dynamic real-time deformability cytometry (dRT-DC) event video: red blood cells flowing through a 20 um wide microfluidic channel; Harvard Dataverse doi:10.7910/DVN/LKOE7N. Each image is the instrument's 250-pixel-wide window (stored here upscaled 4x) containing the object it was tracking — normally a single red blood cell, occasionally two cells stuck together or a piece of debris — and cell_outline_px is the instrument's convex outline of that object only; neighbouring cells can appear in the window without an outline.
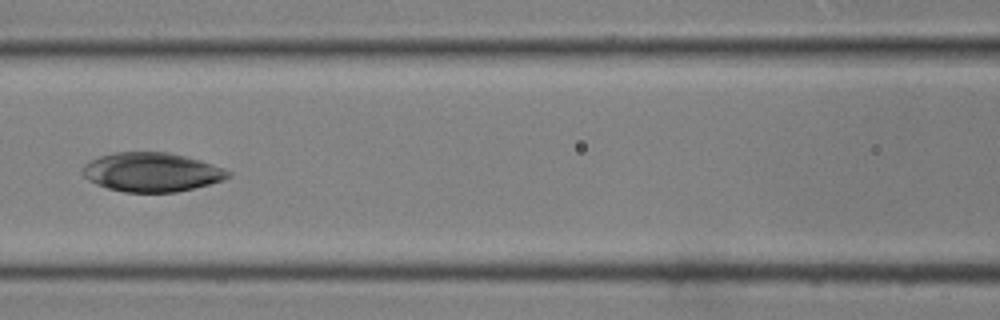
{"species": "common noctule bat (a hibernating species)", "species_latin": "Nyctalus noctula", "temperature_condition": "room temperature", "stored_images_in_passage": 42, "camera_frame_rate_fps": 3000, "um_per_image_px": 0.085, "animal": {"sex": "male", "body_mass_g": 19.0, "forearm_length_mm": 50.8}, "frame": {"image": 1, "passage_image": 19, "time_ms": 6.0, "image_size_px": [1000, 320], "cell_outline_px": [[232, 176], [224, 180], [176, 192], [124, 192], [108, 188], [96, 184], [88, 180], [84, 176], [84, 164], [88, 160], [100, 156], [116, 152], [168, 152], [200, 160], [224, 168], [232, 172]], "centroid_in_image_um": [12.91, 14.63], "position_along_channel_um": 153.7, "area_um2": 33.06}}
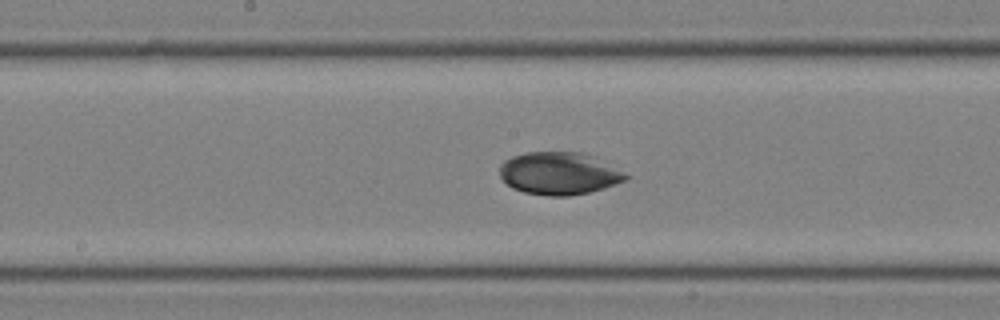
{"frame": {"image": 2, "passage_image": 22, "time_ms": 7.0, "image_size_px": [1000, 320], "cell_outline_px": [[628, 176], [624, 180], [604, 188], [588, 192], [568, 196], [548, 196], [524, 192], [512, 188], [500, 176], [500, 164], [504, 160], [512, 156], [524, 152], [584, 152], [596, 156], [604, 160], [624, 172]], "centroid_in_image_um": [47.51, 14.72], "position_along_channel_um": 200.7, "area_um2": 31.39}}